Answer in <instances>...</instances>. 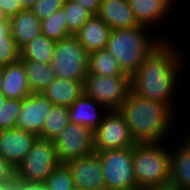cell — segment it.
I'll return each instance as SVG.
<instances>
[{
    "label": "cell",
    "instance_id": "277c9868",
    "mask_svg": "<svg viewBox=\"0 0 190 190\" xmlns=\"http://www.w3.org/2000/svg\"><path fill=\"white\" fill-rule=\"evenodd\" d=\"M170 141L132 146L137 190L170 182Z\"/></svg>",
    "mask_w": 190,
    "mask_h": 190
},
{
    "label": "cell",
    "instance_id": "8fae6325",
    "mask_svg": "<svg viewBox=\"0 0 190 190\" xmlns=\"http://www.w3.org/2000/svg\"><path fill=\"white\" fill-rule=\"evenodd\" d=\"M178 1V2H177ZM128 0L135 19L141 26H147L158 32L166 26V22L178 10L177 3L180 0ZM176 6V7H175ZM177 8V9H175ZM172 13V15H170ZM169 17V18H168ZM161 26V27H160Z\"/></svg>",
    "mask_w": 190,
    "mask_h": 190
},
{
    "label": "cell",
    "instance_id": "8d00e7d4",
    "mask_svg": "<svg viewBox=\"0 0 190 190\" xmlns=\"http://www.w3.org/2000/svg\"><path fill=\"white\" fill-rule=\"evenodd\" d=\"M141 190H179V189L176 186H174L171 182H168L162 185L146 187Z\"/></svg>",
    "mask_w": 190,
    "mask_h": 190
},
{
    "label": "cell",
    "instance_id": "60d3db41",
    "mask_svg": "<svg viewBox=\"0 0 190 190\" xmlns=\"http://www.w3.org/2000/svg\"><path fill=\"white\" fill-rule=\"evenodd\" d=\"M2 80H3V73H2V67H0V92L2 87Z\"/></svg>",
    "mask_w": 190,
    "mask_h": 190
},
{
    "label": "cell",
    "instance_id": "8992f818",
    "mask_svg": "<svg viewBox=\"0 0 190 190\" xmlns=\"http://www.w3.org/2000/svg\"><path fill=\"white\" fill-rule=\"evenodd\" d=\"M95 152L101 163L106 190H137L132 146Z\"/></svg>",
    "mask_w": 190,
    "mask_h": 190
},
{
    "label": "cell",
    "instance_id": "cb8c5ba5",
    "mask_svg": "<svg viewBox=\"0 0 190 190\" xmlns=\"http://www.w3.org/2000/svg\"><path fill=\"white\" fill-rule=\"evenodd\" d=\"M70 123V113L66 106L53 105L43 122L40 138L53 141Z\"/></svg>",
    "mask_w": 190,
    "mask_h": 190
},
{
    "label": "cell",
    "instance_id": "6da1fadb",
    "mask_svg": "<svg viewBox=\"0 0 190 190\" xmlns=\"http://www.w3.org/2000/svg\"><path fill=\"white\" fill-rule=\"evenodd\" d=\"M171 38L156 46L131 75V91L142 98L162 102L180 116L176 96L181 92L178 87L183 86L182 74L188 69L187 56L183 55L188 52Z\"/></svg>",
    "mask_w": 190,
    "mask_h": 190
},
{
    "label": "cell",
    "instance_id": "f1b7e54d",
    "mask_svg": "<svg viewBox=\"0 0 190 190\" xmlns=\"http://www.w3.org/2000/svg\"><path fill=\"white\" fill-rule=\"evenodd\" d=\"M20 112V99H6L5 103L0 109V130L13 129Z\"/></svg>",
    "mask_w": 190,
    "mask_h": 190
},
{
    "label": "cell",
    "instance_id": "30bf717a",
    "mask_svg": "<svg viewBox=\"0 0 190 190\" xmlns=\"http://www.w3.org/2000/svg\"><path fill=\"white\" fill-rule=\"evenodd\" d=\"M93 135L95 151L122 149L136 144L119 111H108Z\"/></svg>",
    "mask_w": 190,
    "mask_h": 190
},
{
    "label": "cell",
    "instance_id": "52a82bcc",
    "mask_svg": "<svg viewBox=\"0 0 190 190\" xmlns=\"http://www.w3.org/2000/svg\"><path fill=\"white\" fill-rule=\"evenodd\" d=\"M84 93L99 102L108 111H118L131 91V76H102L87 73Z\"/></svg>",
    "mask_w": 190,
    "mask_h": 190
},
{
    "label": "cell",
    "instance_id": "4dcf8cb0",
    "mask_svg": "<svg viewBox=\"0 0 190 190\" xmlns=\"http://www.w3.org/2000/svg\"><path fill=\"white\" fill-rule=\"evenodd\" d=\"M65 0H37L30 10L39 20H43L63 8Z\"/></svg>",
    "mask_w": 190,
    "mask_h": 190
},
{
    "label": "cell",
    "instance_id": "ffe728a7",
    "mask_svg": "<svg viewBox=\"0 0 190 190\" xmlns=\"http://www.w3.org/2000/svg\"><path fill=\"white\" fill-rule=\"evenodd\" d=\"M11 34L19 49L42 34L41 20L30 9L10 18Z\"/></svg>",
    "mask_w": 190,
    "mask_h": 190
},
{
    "label": "cell",
    "instance_id": "7c38bea8",
    "mask_svg": "<svg viewBox=\"0 0 190 190\" xmlns=\"http://www.w3.org/2000/svg\"><path fill=\"white\" fill-rule=\"evenodd\" d=\"M53 105L43 93H31L21 100V112L14 128L33 133L40 138L43 122Z\"/></svg>",
    "mask_w": 190,
    "mask_h": 190
},
{
    "label": "cell",
    "instance_id": "3957f363",
    "mask_svg": "<svg viewBox=\"0 0 190 190\" xmlns=\"http://www.w3.org/2000/svg\"><path fill=\"white\" fill-rule=\"evenodd\" d=\"M166 33L168 32L160 38L161 35L156 30L141 25L112 29L105 49L117 60L122 71L131 76L156 46L163 40H168Z\"/></svg>",
    "mask_w": 190,
    "mask_h": 190
},
{
    "label": "cell",
    "instance_id": "2e32d148",
    "mask_svg": "<svg viewBox=\"0 0 190 190\" xmlns=\"http://www.w3.org/2000/svg\"><path fill=\"white\" fill-rule=\"evenodd\" d=\"M68 109L70 123L88 127L92 131L101 124L103 116L108 112L99 102L84 92Z\"/></svg>",
    "mask_w": 190,
    "mask_h": 190
},
{
    "label": "cell",
    "instance_id": "4fadbf2b",
    "mask_svg": "<svg viewBox=\"0 0 190 190\" xmlns=\"http://www.w3.org/2000/svg\"><path fill=\"white\" fill-rule=\"evenodd\" d=\"M188 130V131H186ZM190 129L180 130L176 140L170 141V178L169 181L179 190H190ZM186 132V134L182 133ZM189 133V134H188ZM176 141H179L176 142ZM182 141V142H181Z\"/></svg>",
    "mask_w": 190,
    "mask_h": 190
},
{
    "label": "cell",
    "instance_id": "ba28073f",
    "mask_svg": "<svg viewBox=\"0 0 190 190\" xmlns=\"http://www.w3.org/2000/svg\"><path fill=\"white\" fill-rule=\"evenodd\" d=\"M59 164L54 141L37 138L16 167V180L45 182Z\"/></svg>",
    "mask_w": 190,
    "mask_h": 190
},
{
    "label": "cell",
    "instance_id": "d590c367",
    "mask_svg": "<svg viewBox=\"0 0 190 190\" xmlns=\"http://www.w3.org/2000/svg\"><path fill=\"white\" fill-rule=\"evenodd\" d=\"M12 37L10 18L0 20V38Z\"/></svg>",
    "mask_w": 190,
    "mask_h": 190
},
{
    "label": "cell",
    "instance_id": "d6986e66",
    "mask_svg": "<svg viewBox=\"0 0 190 190\" xmlns=\"http://www.w3.org/2000/svg\"><path fill=\"white\" fill-rule=\"evenodd\" d=\"M1 92L7 99H20L31 94L24 64L21 60L2 67Z\"/></svg>",
    "mask_w": 190,
    "mask_h": 190
},
{
    "label": "cell",
    "instance_id": "836d02e7",
    "mask_svg": "<svg viewBox=\"0 0 190 190\" xmlns=\"http://www.w3.org/2000/svg\"><path fill=\"white\" fill-rule=\"evenodd\" d=\"M14 190H48L45 182L15 180Z\"/></svg>",
    "mask_w": 190,
    "mask_h": 190
},
{
    "label": "cell",
    "instance_id": "f35d334b",
    "mask_svg": "<svg viewBox=\"0 0 190 190\" xmlns=\"http://www.w3.org/2000/svg\"><path fill=\"white\" fill-rule=\"evenodd\" d=\"M0 190H14V184L0 185Z\"/></svg>",
    "mask_w": 190,
    "mask_h": 190
},
{
    "label": "cell",
    "instance_id": "d6a6232c",
    "mask_svg": "<svg viewBox=\"0 0 190 190\" xmlns=\"http://www.w3.org/2000/svg\"><path fill=\"white\" fill-rule=\"evenodd\" d=\"M0 8L6 18H11L24 10L20 0H0Z\"/></svg>",
    "mask_w": 190,
    "mask_h": 190
},
{
    "label": "cell",
    "instance_id": "f546056e",
    "mask_svg": "<svg viewBox=\"0 0 190 190\" xmlns=\"http://www.w3.org/2000/svg\"><path fill=\"white\" fill-rule=\"evenodd\" d=\"M20 60V49L13 37L0 38V67Z\"/></svg>",
    "mask_w": 190,
    "mask_h": 190
},
{
    "label": "cell",
    "instance_id": "74e56055",
    "mask_svg": "<svg viewBox=\"0 0 190 190\" xmlns=\"http://www.w3.org/2000/svg\"><path fill=\"white\" fill-rule=\"evenodd\" d=\"M23 6V9H30L37 0H20Z\"/></svg>",
    "mask_w": 190,
    "mask_h": 190
},
{
    "label": "cell",
    "instance_id": "9c48e42d",
    "mask_svg": "<svg viewBox=\"0 0 190 190\" xmlns=\"http://www.w3.org/2000/svg\"><path fill=\"white\" fill-rule=\"evenodd\" d=\"M53 141L61 164L95 152L93 131L79 124L69 123Z\"/></svg>",
    "mask_w": 190,
    "mask_h": 190
},
{
    "label": "cell",
    "instance_id": "d4e9b609",
    "mask_svg": "<svg viewBox=\"0 0 190 190\" xmlns=\"http://www.w3.org/2000/svg\"><path fill=\"white\" fill-rule=\"evenodd\" d=\"M88 73L102 76L126 75L106 49L88 54Z\"/></svg>",
    "mask_w": 190,
    "mask_h": 190
},
{
    "label": "cell",
    "instance_id": "e575fe53",
    "mask_svg": "<svg viewBox=\"0 0 190 190\" xmlns=\"http://www.w3.org/2000/svg\"><path fill=\"white\" fill-rule=\"evenodd\" d=\"M72 1L81 4L92 15H97L101 5V0H72Z\"/></svg>",
    "mask_w": 190,
    "mask_h": 190
},
{
    "label": "cell",
    "instance_id": "7402d4cb",
    "mask_svg": "<svg viewBox=\"0 0 190 190\" xmlns=\"http://www.w3.org/2000/svg\"><path fill=\"white\" fill-rule=\"evenodd\" d=\"M24 64L31 93H42L56 78L50 64L33 60H21Z\"/></svg>",
    "mask_w": 190,
    "mask_h": 190
},
{
    "label": "cell",
    "instance_id": "5b68a950",
    "mask_svg": "<svg viewBox=\"0 0 190 190\" xmlns=\"http://www.w3.org/2000/svg\"><path fill=\"white\" fill-rule=\"evenodd\" d=\"M50 65L56 77L84 83L88 73V53L71 35L56 41Z\"/></svg>",
    "mask_w": 190,
    "mask_h": 190
},
{
    "label": "cell",
    "instance_id": "5bb4252c",
    "mask_svg": "<svg viewBox=\"0 0 190 190\" xmlns=\"http://www.w3.org/2000/svg\"><path fill=\"white\" fill-rule=\"evenodd\" d=\"M75 188L80 190H106L105 178L96 152L66 163Z\"/></svg>",
    "mask_w": 190,
    "mask_h": 190
},
{
    "label": "cell",
    "instance_id": "ab89813d",
    "mask_svg": "<svg viewBox=\"0 0 190 190\" xmlns=\"http://www.w3.org/2000/svg\"><path fill=\"white\" fill-rule=\"evenodd\" d=\"M7 97L2 93L0 92V109H1V106H3V104L5 103Z\"/></svg>",
    "mask_w": 190,
    "mask_h": 190
},
{
    "label": "cell",
    "instance_id": "44dd1931",
    "mask_svg": "<svg viewBox=\"0 0 190 190\" xmlns=\"http://www.w3.org/2000/svg\"><path fill=\"white\" fill-rule=\"evenodd\" d=\"M83 92V82L56 77L42 93L54 105L70 107Z\"/></svg>",
    "mask_w": 190,
    "mask_h": 190
},
{
    "label": "cell",
    "instance_id": "603a6c76",
    "mask_svg": "<svg viewBox=\"0 0 190 190\" xmlns=\"http://www.w3.org/2000/svg\"><path fill=\"white\" fill-rule=\"evenodd\" d=\"M56 41L41 34L20 49V60H33L50 64Z\"/></svg>",
    "mask_w": 190,
    "mask_h": 190
},
{
    "label": "cell",
    "instance_id": "484cf974",
    "mask_svg": "<svg viewBox=\"0 0 190 190\" xmlns=\"http://www.w3.org/2000/svg\"><path fill=\"white\" fill-rule=\"evenodd\" d=\"M41 31L43 35L54 41L71 36L72 34L67 29L64 8L56 10L47 18L41 20Z\"/></svg>",
    "mask_w": 190,
    "mask_h": 190
},
{
    "label": "cell",
    "instance_id": "ac0fdd59",
    "mask_svg": "<svg viewBox=\"0 0 190 190\" xmlns=\"http://www.w3.org/2000/svg\"><path fill=\"white\" fill-rule=\"evenodd\" d=\"M97 15L111 28H133L140 26L135 19L128 0H101Z\"/></svg>",
    "mask_w": 190,
    "mask_h": 190
},
{
    "label": "cell",
    "instance_id": "e0dca14e",
    "mask_svg": "<svg viewBox=\"0 0 190 190\" xmlns=\"http://www.w3.org/2000/svg\"><path fill=\"white\" fill-rule=\"evenodd\" d=\"M111 31L98 15H92L74 36L90 54L105 49Z\"/></svg>",
    "mask_w": 190,
    "mask_h": 190
},
{
    "label": "cell",
    "instance_id": "9a60e30c",
    "mask_svg": "<svg viewBox=\"0 0 190 190\" xmlns=\"http://www.w3.org/2000/svg\"><path fill=\"white\" fill-rule=\"evenodd\" d=\"M37 138L33 133L16 128L0 130V156L16 168Z\"/></svg>",
    "mask_w": 190,
    "mask_h": 190
},
{
    "label": "cell",
    "instance_id": "4316f807",
    "mask_svg": "<svg viewBox=\"0 0 190 190\" xmlns=\"http://www.w3.org/2000/svg\"><path fill=\"white\" fill-rule=\"evenodd\" d=\"M64 11L66 13V25L68 31L74 35L82 25L92 16L81 4L75 3L72 0H65Z\"/></svg>",
    "mask_w": 190,
    "mask_h": 190
},
{
    "label": "cell",
    "instance_id": "b9f144b4",
    "mask_svg": "<svg viewBox=\"0 0 190 190\" xmlns=\"http://www.w3.org/2000/svg\"><path fill=\"white\" fill-rule=\"evenodd\" d=\"M2 19H6V17L4 16V14L2 13L1 8H0V20H2Z\"/></svg>",
    "mask_w": 190,
    "mask_h": 190
},
{
    "label": "cell",
    "instance_id": "7a4b0ae2",
    "mask_svg": "<svg viewBox=\"0 0 190 190\" xmlns=\"http://www.w3.org/2000/svg\"><path fill=\"white\" fill-rule=\"evenodd\" d=\"M118 111L129 126L136 143L168 142L179 134L175 128H182L179 126L182 115L181 118L177 117L178 115L162 102L142 98L132 91L128 93Z\"/></svg>",
    "mask_w": 190,
    "mask_h": 190
},
{
    "label": "cell",
    "instance_id": "83f0119b",
    "mask_svg": "<svg viewBox=\"0 0 190 190\" xmlns=\"http://www.w3.org/2000/svg\"><path fill=\"white\" fill-rule=\"evenodd\" d=\"M48 190H74L71 171L66 164H59L45 181Z\"/></svg>",
    "mask_w": 190,
    "mask_h": 190
},
{
    "label": "cell",
    "instance_id": "1f68e13d",
    "mask_svg": "<svg viewBox=\"0 0 190 190\" xmlns=\"http://www.w3.org/2000/svg\"><path fill=\"white\" fill-rule=\"evenodd\" d=\"M16 168L0 156V185L14 184Z\"/></svg>",
    "mask_w": 190,
    "mask_h": 190
}]
</instances>
